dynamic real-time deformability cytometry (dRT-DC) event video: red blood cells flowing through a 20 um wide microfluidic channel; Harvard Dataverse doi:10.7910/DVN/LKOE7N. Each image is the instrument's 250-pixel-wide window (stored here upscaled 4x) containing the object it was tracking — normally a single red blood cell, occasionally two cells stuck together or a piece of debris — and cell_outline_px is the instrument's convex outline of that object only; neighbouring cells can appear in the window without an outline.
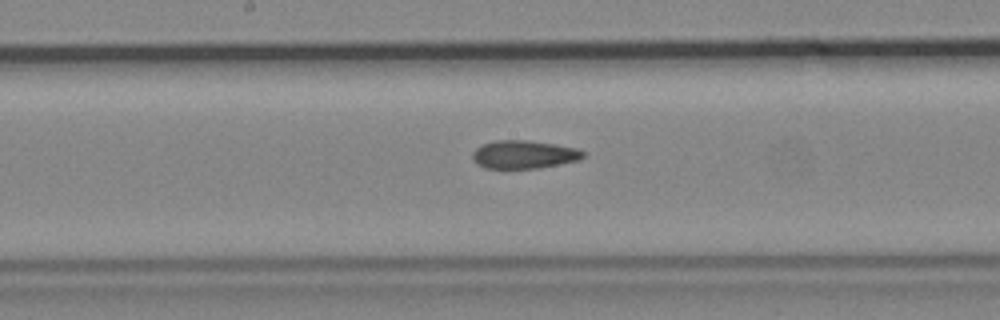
{"species": "common noctule bat (a hibernating species)", "species_latin": "Nyctalus noctula", "temperature_condition": "cold", "stored_images_in_passage": 8, "segment_of_instrument_passage": [2, 2], "camera_frame_rate_fps": 3000, "um_per_image_px": 0.085, "animal": {"sex": "male", "body_mass_g": 19.2, "forearm_length_mm": 51.8}, "frame": {"image": 1, "passage_image": 8, "time_ms": 2.333, "image_size_px": [1000, 320], "cell_outline_px": [[584, 156], [580, 160], [540, 168], [484, 168], [476, 164], [472, 160], [472, 152], [480, 144], [496, 140], [528, 140], [576, 148], [584, 152]], "centroid_in_image_um": [44.48, 13.13], "position_along_channel_um": 203.7, "area_um2": 18.26}}